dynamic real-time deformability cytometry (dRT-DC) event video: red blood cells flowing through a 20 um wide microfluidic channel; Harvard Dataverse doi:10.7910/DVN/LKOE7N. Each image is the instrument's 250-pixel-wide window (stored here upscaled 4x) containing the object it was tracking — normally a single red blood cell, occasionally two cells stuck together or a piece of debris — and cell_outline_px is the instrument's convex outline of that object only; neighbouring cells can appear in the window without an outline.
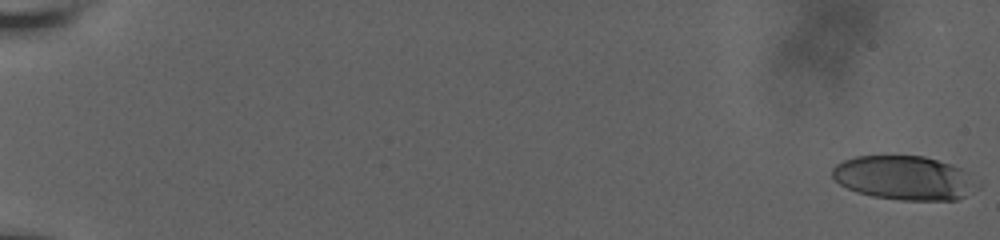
{"species": "human", "species_latin": "Homo sapiens", "temperature_condition": "room temperature", "stored_images_in_passage": 22, "camera_frame_rate_fps": 3000, "um_per_image_px": 0.085, "donor": {"sex": "male"}, "frame": {"image": 1, "passage_image": 1, "time_ms": 0.0, "image_size_px": [1000, 240], "cell_outline_px": [[984, 184], [980, 188], [960, 200], [900, 200], [872, 196], [856, 192], [840, 184], [832, 176], [832, 168], [836, 164], [844, 160], [856, 156], [924, 156], [960, 168], [968, 172]], "centroid_in_image_um": [76.95, 15.14], "position_along_channel_um": 8.1, "area_um2": 37.69}}
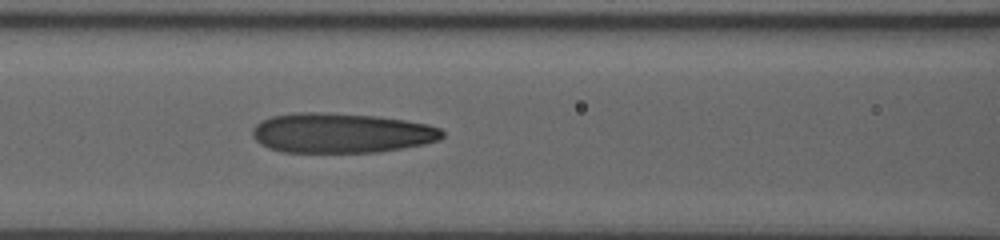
{"frame": {"image": 2, "passage_image": 13, "time_ms": 9.667, "image_size_px": [1000, 240], "cell_outline_px": [[444, 136], [440, 140], [424, 144], [404, 148], [380, 152], [284, 152], [268, 148], [260, 144], [252, 136], [252, 128], [260, 120], [272, 116], [300, 112], [320, 112], [372, 116], [404, 120], [428, 124], [440, 128], [444, 132]], "centroid_in_image_um": [29.0, 11.31], "position_along_channel_um": 137.6, "area_um2": 44.22}}
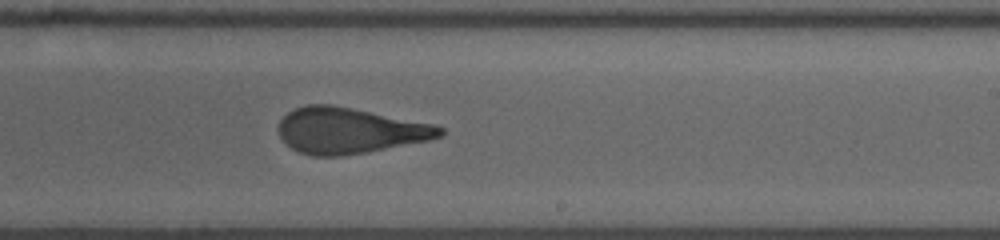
{"frame": {"image": 3, "passage_image": 22, "time_ms": 13.0, "image_size_px": [1000, 240], "cell_outline_px": [[444, 132], [440, 136], [428, 140], [344, 156], [312, 156], [300, 152], [292, 148], [280, 136], [280, 120], [288, 112], [296, 108], [308, 104], [332, 104], [432, 124], [444, 128]], "centroid_in_image_um": [29.68, 11.1], "position_along_channel_um": 259.3, "area_um2": 42.48}}